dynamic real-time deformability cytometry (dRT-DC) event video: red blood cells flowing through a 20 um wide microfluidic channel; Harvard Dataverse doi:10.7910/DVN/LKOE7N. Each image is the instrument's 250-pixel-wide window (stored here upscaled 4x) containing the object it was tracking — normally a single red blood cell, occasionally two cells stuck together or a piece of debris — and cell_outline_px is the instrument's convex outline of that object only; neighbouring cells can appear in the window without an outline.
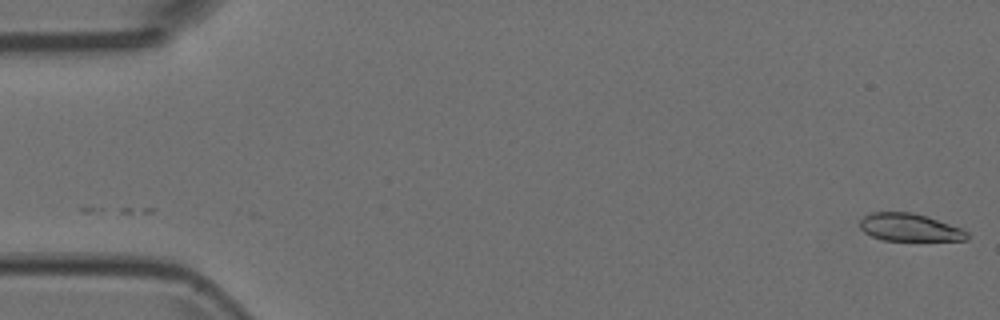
{"species": "Egyptian fruit bat (a non-hibernating species)", "species_latin": "Rousettus aegyptiacus", "temperature_condition": "room temperature", "stored_images_in_passage": 2, "camera_frame_rate_fps": 3000, "um_per_image_px": 0.085, "animal": {"sex": "female"}, "frame": {"image": 1, "passage_image": 2, "time_ms": 0.333, "image_size_px": [1000, 320], "cell_outline_px": [[968, 240], [884, 240], [872, 236], [864, 232], [860, 228], [860, 220], [864, 216], [872, 212], [912, 212], [928, 216], [960, 228], [968, 232]], "centroid_in_image_um": [77.3, 19.32], "position_along_channel_um": 7.7, "area_um2": 17.17}}